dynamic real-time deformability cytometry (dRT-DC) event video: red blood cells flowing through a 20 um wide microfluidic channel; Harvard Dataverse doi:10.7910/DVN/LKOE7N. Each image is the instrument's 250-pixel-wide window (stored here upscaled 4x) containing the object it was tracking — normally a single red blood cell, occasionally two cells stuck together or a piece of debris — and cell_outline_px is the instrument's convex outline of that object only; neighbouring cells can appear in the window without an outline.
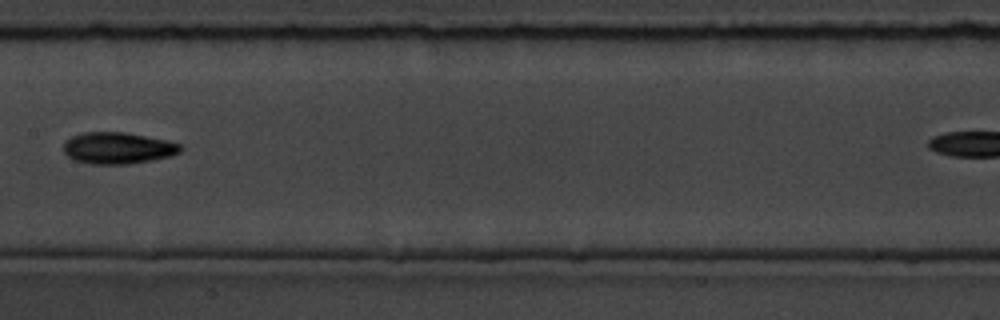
{"species": "common noctule bat (a hibernating species)", "species_latin": "Nyctalus noctula", "temperature_condition": "room temperature", "stored_images_in_passage": 10, "camera_frame_rate_fps": 3000, "um_per_image_px": 0.085, "animal": {"sex": "male", "body_mass_g": 19.5, "forearm_length_mm": 54.6}, "frame": {"image": 1, "passage_image": 4, "time_ms": 3.333, "image_size_px": [1000, 320], "cell_outline_px": [[180, 152], [172, 156], [152, 160], [128, 164], [92, 164], [72, 160], [64, 152], [64, 144], [72, 136], [84, 132], [128, 132], [164, 140], [180, 144]], "centroid_in_image_um": [10.0, 12.59], "position_along_channel_um": 197.4, "area_um2": 21.44}}